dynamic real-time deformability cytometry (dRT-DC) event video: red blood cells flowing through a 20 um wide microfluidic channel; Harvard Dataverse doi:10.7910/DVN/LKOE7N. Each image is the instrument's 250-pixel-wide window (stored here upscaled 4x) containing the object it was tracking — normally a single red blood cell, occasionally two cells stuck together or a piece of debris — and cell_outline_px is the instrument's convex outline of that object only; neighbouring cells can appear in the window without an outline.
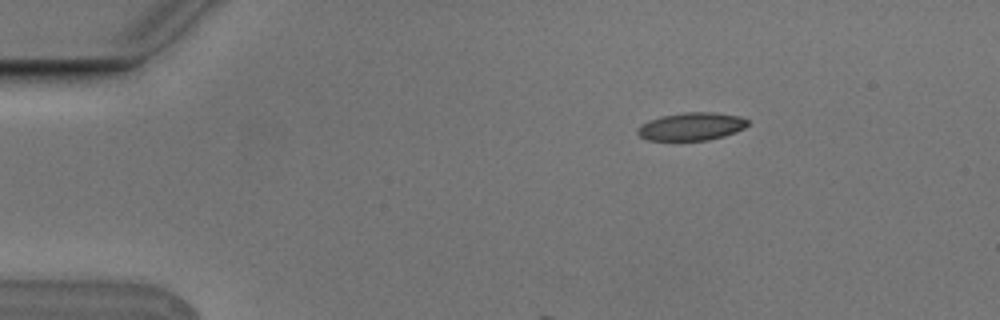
{"species": "Egyptian fruit bat (a non-hibernating species)", "species_latin": "Rousettus aegyptiacus", "temperature_condition": "cold", "stored_images_in_passage": 4, "camera_frame_rate_fps": 3000, "um_per_image_px": 0.085, "animal": {"sex": "male"}, "frame": {"image": 1, "passage_image": 1, "time_ms": 0.0, "image_size_px": [1000, 320], "cell_outline_px": [[748, 124], [744, 128], [736, 132], [724, 136], [708, 140], [648, 140], [640, 136], [636, 132], [636, 128], [640, 124], [648, 120], [660, 116], [684, 112], [712, 112], [740, 116], [748, 120]], "centroid_in_image_um": [58.74, 10.74], "position_along_channel_um": 26.3, "area_um2": 18.03}}